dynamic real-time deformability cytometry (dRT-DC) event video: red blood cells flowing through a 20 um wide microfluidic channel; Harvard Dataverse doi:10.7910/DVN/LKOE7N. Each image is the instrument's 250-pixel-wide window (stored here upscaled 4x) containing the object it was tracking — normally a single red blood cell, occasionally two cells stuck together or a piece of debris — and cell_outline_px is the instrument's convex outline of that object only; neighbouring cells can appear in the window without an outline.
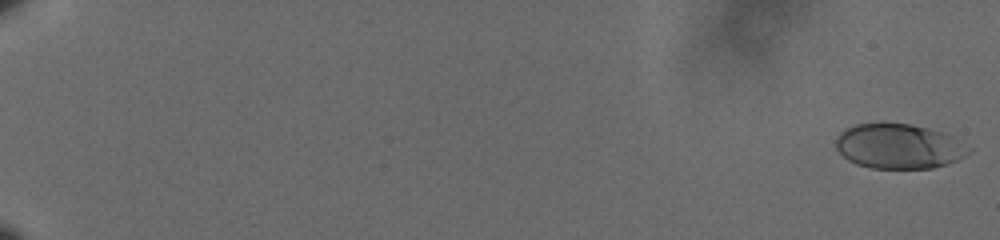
{"species": "human", "species_latin": "Homo sapiens", "temperature_condition": "cold", "stored_images_in_passage": 61, "camera_frame_rate_fps": 3000, "um_per_image_px": 0.085, "donor": {"sex": "male"}, "frame": {"image": 1, "passage_image": 1, "time_ms": 0.0, "image_size_px": [1000, 240], "cell_outline_px": [[972, 152], [956, 160], [932, 168], [872, 168], [856, 164], [848, 160], [836, 148], [836, 136], [840, 132], [856, 124], [912, 124], [928, 128], [952, 136], [972, 148]], "centroid_in_image_um": [76.41, 12.44], "position_along_channel_um": 8.6, "area_um2": 34.39}}
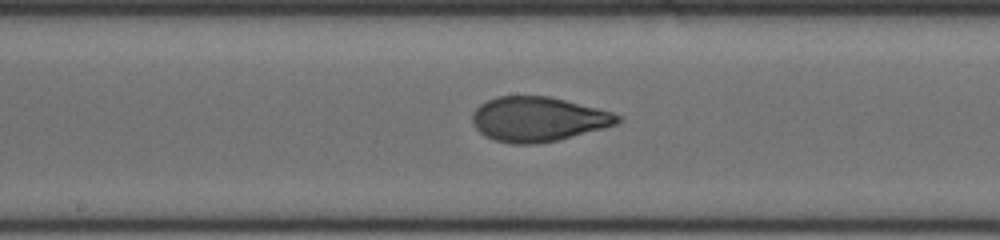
{"frame": {"image": 2, "passage_image": 36, "time_ms": 11.667, "image_size_px": [1000, 240], "cell_outline_px": [[624, 120], [616, 124], [604, 128], [560, 140], [536, 144], [512, 144], [496, 140], [484, 136], [472, 124], [472, 112], [480, 104], [496, 96], [548, 96], [612, 112], [624, 116]], "centroid_in_image_um": [45.74, 10.14], "position_along_channel_um": 202.5, "area_um2": 37.97}}
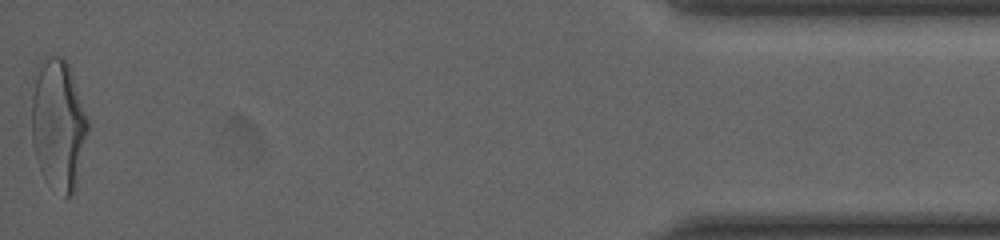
{"frame": {"image": 3, "passage_image": 61, "time_ms": 20.0, "image_size_px": [1000, 240], "cell_outline_px": [[88, 128], [76, 188], [72, 196], [64, 200], [40, 168], [36, 160], [32, 144], [32, 96], [36, 80], [40, 68], [44, 60], [48, 56], [64, 56], [68, 64], [88, 120]], "centroid_in_image_um": [4.97, 10.65], "position_along_channel_um": 430.2, "area_um2": 42.02}, "authors_computed_cell_mechanics": {"area_um2": 37.3388, "velocity_mm_per_s": 3.6047, "shape_relaxation_time_tau1_ms": 5.0703, "shape_relaxation_time_tau2_ms": 0.7117, "deformation_change_tau1": 0.1774, "deformation_change_tau2": 0.0589}}